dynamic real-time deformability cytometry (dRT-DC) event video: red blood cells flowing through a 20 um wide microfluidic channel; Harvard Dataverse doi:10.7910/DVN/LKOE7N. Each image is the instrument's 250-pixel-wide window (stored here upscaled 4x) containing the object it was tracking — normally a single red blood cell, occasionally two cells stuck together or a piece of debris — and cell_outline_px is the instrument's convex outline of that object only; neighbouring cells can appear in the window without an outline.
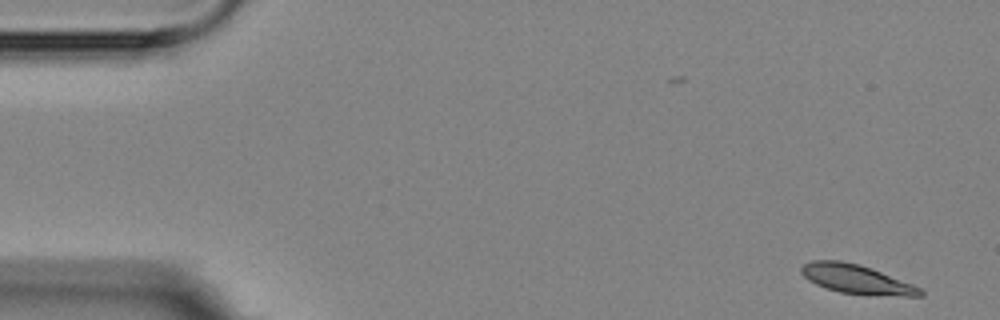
{"species": "Egyptian fruit bat (a non-hibernating species)", "species_latin": "Rousettus aegyptiacus", "temperature_condition": "room temperature", "stored_images_in_passage": 5, "segment_of_instrument_passage": [1, 2], "camera_frame_rate_fps": 3000, "um_per_image_px": 0.085, "animal": {"sex": "female"}, "frame": {"image": 1, "passage_image": 1, "time_ms": 0.0, "image_size_px": [1000, 320], "cell_outline_px": [[924, 296], [868, 296], [840, 292], [816, 284], [808, 280], [800, 272], [800, 268], [804, 264], [812, 260], [840, 260], [860, 264], [872, 268], [912, 284], [920, 288], [924, 292]], "centroid_in_image_um": [72.82, 23.74], "position_along_channel_um": 12.2, "area_um2": 20.4}}